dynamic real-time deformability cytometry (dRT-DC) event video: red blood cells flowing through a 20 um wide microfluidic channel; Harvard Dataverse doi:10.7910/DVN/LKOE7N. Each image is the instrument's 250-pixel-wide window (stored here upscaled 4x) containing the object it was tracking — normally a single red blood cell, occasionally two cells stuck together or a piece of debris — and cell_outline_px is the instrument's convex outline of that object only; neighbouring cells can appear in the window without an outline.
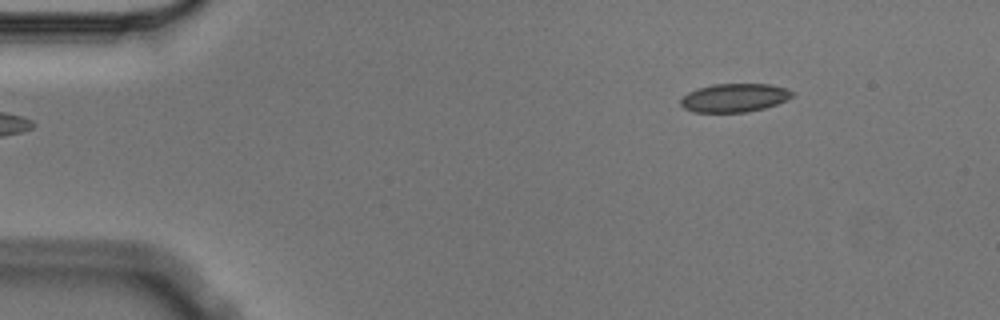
{"species": "Egyptian fruit bat (a non-hibernating species)", "species_latin": "Rousettus aegyptiacus", "temperature_condition": "cold", "stored_images_in_passage": 6, "segment_of_instrument_passage": [2, 2], "camera_frame_rate_fps": 3000, "um_per_image_px": 0.085, "animal": {"sex": "male"}, "frame": {"image": 1, "passage_image": 6, "time_ms": 1.667, "image_size_px": [1000, 320], "cell_outline_px": [[796, 92], [788, 100], [764, 108], [744, 112], [692, 112], [684, 108], [680, 104], [680, 100], [688, 92], [696, 88], [712, 84], [772, 84], [788, 88]], "centroid_in_image_um": [62.45, 8.3], "position_along_channel_um": 22.6, "area_um2": 18.73}}